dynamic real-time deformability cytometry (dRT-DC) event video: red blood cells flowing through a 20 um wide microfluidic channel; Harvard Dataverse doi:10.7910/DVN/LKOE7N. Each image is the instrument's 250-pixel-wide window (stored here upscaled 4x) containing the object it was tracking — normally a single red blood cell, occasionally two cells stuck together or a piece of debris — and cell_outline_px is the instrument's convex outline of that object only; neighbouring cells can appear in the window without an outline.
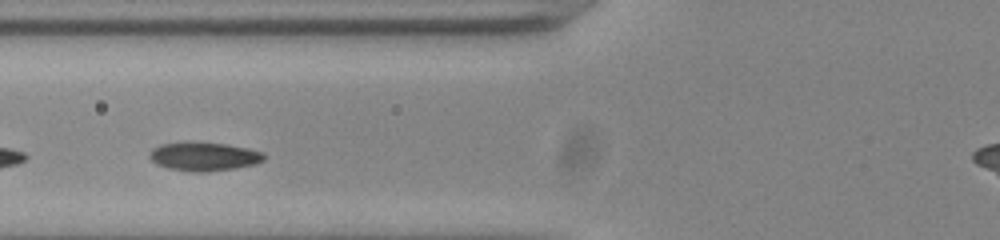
{"species": "common noctule bat (a hibernating species)", "species_latin": "Nyctalus noctula", "temperature_condition": "room temperature", "stored_images_in_passage": 7, "camera_frame_rate_fps": 3000, "um_per_image_px": 0.085, "animal": {"sex": "male", "body_mass_g": 20.0, "forearm_length_mm": 53.3}, "frame": {"image": 1, "passage_image": 5, "time_ms": 1.333, "image_size_px": [1000, 240], "cell_outline_px": [[264, 160], [256, 164], [236, 168], [208, 172], [192, 172], [168, 168], [156, 164], [148, 156], [152, 148], [160, 144], [224, 144], [248, 148], [264, 152]], "centroid_in_image_um": [17.36, 13.34], "position_along_channel_um": 108.4, "area_um2": 18.67}}